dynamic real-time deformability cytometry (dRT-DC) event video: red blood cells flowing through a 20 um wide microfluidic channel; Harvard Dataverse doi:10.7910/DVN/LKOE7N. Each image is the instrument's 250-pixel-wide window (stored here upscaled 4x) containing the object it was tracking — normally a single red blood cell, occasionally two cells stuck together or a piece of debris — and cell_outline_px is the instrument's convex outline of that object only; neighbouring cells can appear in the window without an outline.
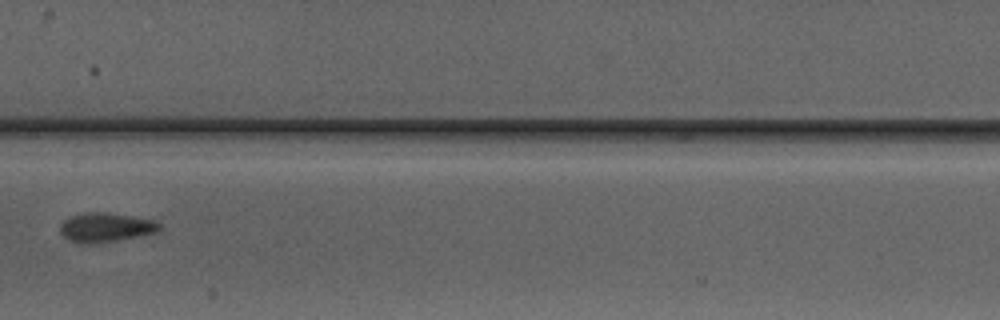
{"species": "Egyptian fruit bat (a non-hibernating species)", "species_latin": "Rousettus aegyptiacus", "temperature_condition": "warm", "stored_images_in_passage": 5, "camera_frame_rate_fps": 3000, "um_per_image_px": 0.085, "animal": {"sex": "male"}, "frame": {"image": 1, "passage_image": 5, "time_ms": 4.667, "image_size_px": [1000, 320], "cell_outline_px": [[160, 228], [156, 232], [116, 240], [92, 244], [84, 244], [68, 240], [60, 232], [60, 224], [64, 220], [72, 216], [84, 212], [108, 212], [156, 220], [160, 224]], "centroid_in_image_um": [8.96, 19.32], "position_along_channel_um": 198.4, "area_um2": 16.88}}